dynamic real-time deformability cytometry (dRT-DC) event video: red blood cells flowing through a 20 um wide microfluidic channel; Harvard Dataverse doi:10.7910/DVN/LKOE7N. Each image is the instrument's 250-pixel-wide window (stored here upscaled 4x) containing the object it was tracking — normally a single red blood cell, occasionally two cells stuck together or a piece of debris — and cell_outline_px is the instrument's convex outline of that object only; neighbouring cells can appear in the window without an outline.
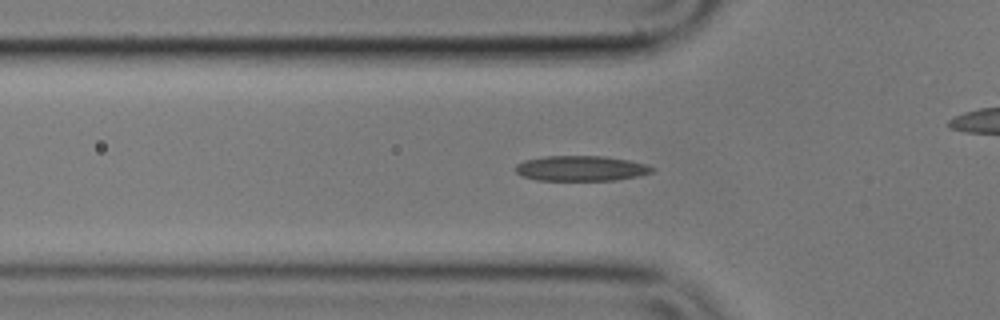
{"species": "common noctule bat (a hibernating species)", "species_latin": "Nyctalus noctula", "temperature_condition": "cold", "stored_images_in_passage": 55, "camera_frame_rate_fps": 3000, "um_per_image_px": 0.085, "animal": {"sex": "male", "body_mass_g": 17.9}, "frame": {"image": 1, "passage_image": 17, "time_ms": 5.333, "image_size_px": [1000, 320], "cell_outline_px": [[656, 168], [652, 172], [640, 176], [616, 180], [536, 180], [520, 176], [516, 172], [516, 164], [524, 160], [544, 156], [604, 156], [628, 160], [648, 164]], "centroid_in_image_um": [49.4, 14.31], "position_along_channel_um": 76.4, "area_um2": 20.29}}
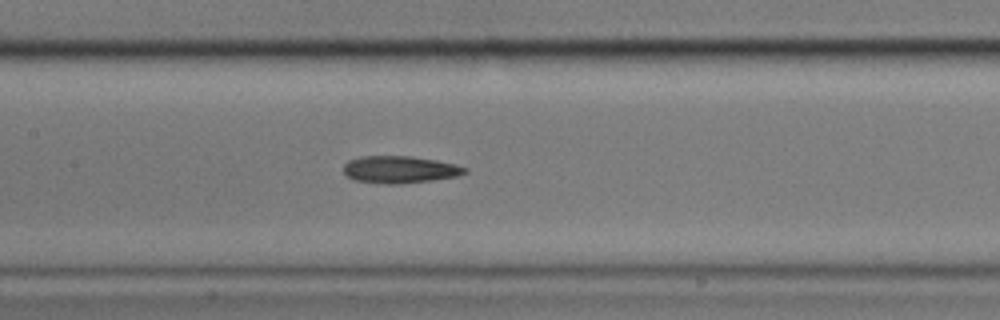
{"frame": {"image": 2, "passage_image": 25, "time_ms": 8.0, "image_size_px": [1000, 320], "cell_outline_px": [[468, 172], [460, 176], [432, 180], [400, 184], [384, 184], [356, 180], [348, 176], [344, 172], [344, 164], [348, 160], [360, 156], [412, 156], [436, 160], [456, 164], [468, 168]], "centroid_in_image_um": [34.02, 14.41], "position_along_channel_um": 173.4, "area_um2": 19.36}}
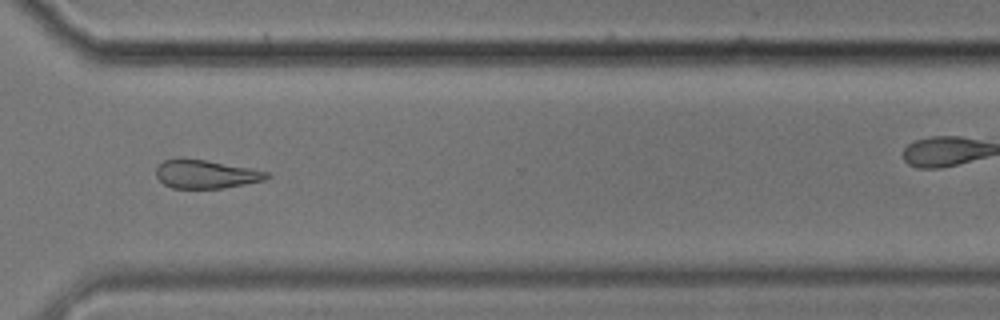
{"frame": {"image": 3, "passage_image": 40, "time_ms": 13.0, "image_size_px": [1000, 320], "cell_outline_px": [[272, 176], [264, 180], [224, 188], [172, 188], [164, 184], [156, 176], [156, 164], [164, 160], [180, 156], [252, 168], [268, 172]], "centroid_in_image_um": [17.45, 14.78], "position_along_channel_um": 353.1, "area_um2": 18.67}, "authors_computed_cell_mechanics": {"area_um2": 19.363, "velocity_mm_per_s": 3.6011, "shape_relaxation_time_tau1_ms": 5.9883, "shape_relaxation_time_tau2_ms": 4.2032, "deformation_change_tau1": 0.1423, "deformation_change_tau2": 0.1301}}